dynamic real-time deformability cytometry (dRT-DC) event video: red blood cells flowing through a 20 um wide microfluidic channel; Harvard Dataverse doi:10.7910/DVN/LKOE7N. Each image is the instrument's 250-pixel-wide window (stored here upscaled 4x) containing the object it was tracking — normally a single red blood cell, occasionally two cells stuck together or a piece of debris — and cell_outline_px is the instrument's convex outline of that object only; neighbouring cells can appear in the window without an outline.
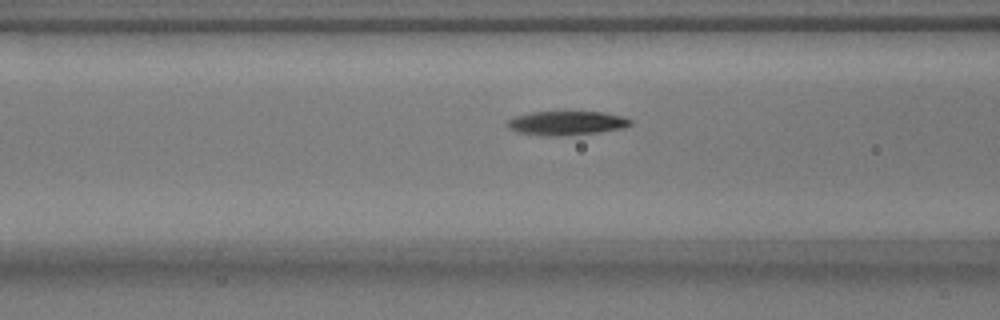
{"species": "common noctule bat (a hibernating species)", "species_latin": "Nyctalus noctula", "temperature_condition": "warm", "stored_images_in_passage": 9, "camera_frame_rate_fps": 3000, "um_per_image_px": 0.085, "animal": {"sex": "male", "body_mass_g": 17.9}, "frame": {"image": 1, "passage_image": 7, "time_ms": 2.0, "image_size_px": [1000, 320], "cell_outline_px": [[632, 124], [624, 128], [600, 132], [564, 136], [544, 136], [516, 132], [508, 128], [508, 120], [516, 116], [532, 112], [604, 112], [624, 116], [632, 120]], "centroid_in_image_um": [48.19, 10.47], "position_along_channel_um": 118.4, "area_um2": 17.4}}